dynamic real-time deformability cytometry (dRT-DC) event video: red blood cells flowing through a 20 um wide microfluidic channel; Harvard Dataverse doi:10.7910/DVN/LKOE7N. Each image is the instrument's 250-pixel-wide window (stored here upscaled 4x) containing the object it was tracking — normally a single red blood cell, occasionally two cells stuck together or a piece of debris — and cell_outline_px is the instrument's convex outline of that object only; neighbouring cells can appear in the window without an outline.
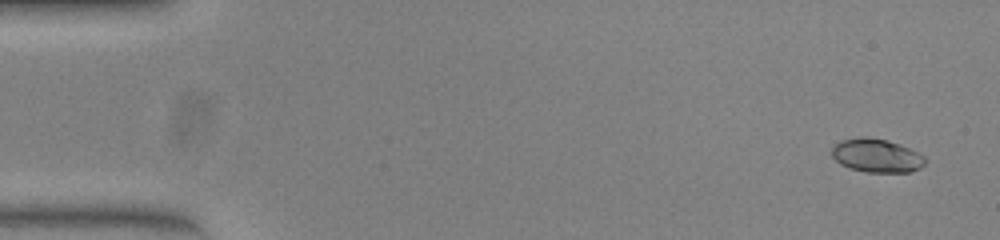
{"species": "common noctule bat (a hibernating species)", "species_latin": "Nyctalus noctula", "temperature_condition": "warm", "stored_images_in_passage": 51, "camera_frame_rate_fps": 3000, "um_per_image_px": 0.085, "animal": {"sex": "female", "body_mass_g": 23.0, "forearm_length_mm": 53.4}, "frame": {"image": 1, "passage_image": 1, "time_ms": 0.0, "image_size_px": [1000, 240], "cell_outline_px": [[924, 164], [920, 168], [912, 172], [864, 172], [840, 164], [832, 156], [832, 148], [840, 140], [860, 136], [864, 136], [888, 140], [920, 152], [924, 156]], "centroid_in_image_um": [74.52, 13.21], "position_along_channel_um": 10.5, "area_um2": 18.32}}
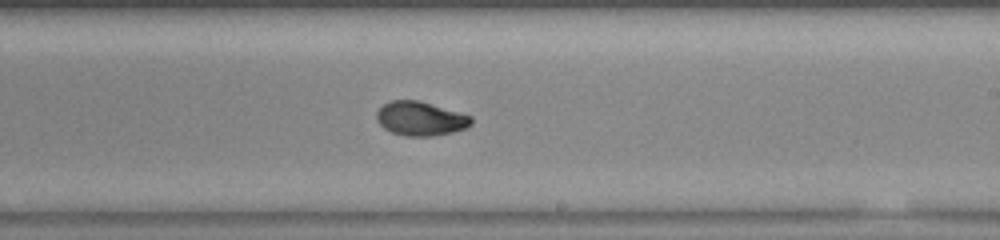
{"frame": {"image": 2, "passage_image": 30, "time_ms": 9.667, "image_size_px": [1000, 240], "cell_outline_px": [[472, 124], [464, 128], [452, 132], [432, 136], [404, 136], [392, 132], [384, 128], [376, 120], [376, 112], [384, 104], [392, 100], [420, 100], [472, 116]], "centroid_in_image_um": [35.73, 10.08], "position_along_channel_um": 253.3, "area_um2": 18.79}}
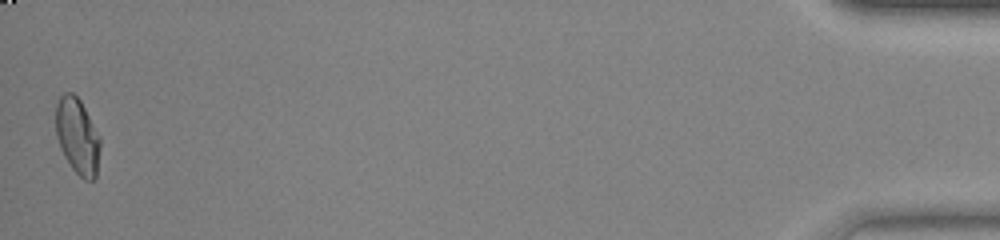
{"frame": {"image": 3, "passage_image": 51, "time_ms": 16.667, "image_size_px": [1000, 240], "cell_outline_px": [[100, 148], [96, 176], [92, 180], [84, 180], [72, 168], [64, 156], [60, 148], [56, 136], [56, 104], [60, 96], [64, 92], [72, 92], [80, 100], [100, 136]], "centroid_in_image_um": [6.58, 11.57], "position_along_channel_um": 428.6, "area_um2": 19.65}, "authors_computed_cell_mechanics": {"area_um2": 18.6116, "velocity_mm_per_s": 3.8792, "shape_relaxation_time_tau1_ms": 5.6482, "shape_relaxation_time_tau2_ms": 1.3972, "deformation_change_tau1": 0.1953, "deformation_change_tau2": 0.0358}}